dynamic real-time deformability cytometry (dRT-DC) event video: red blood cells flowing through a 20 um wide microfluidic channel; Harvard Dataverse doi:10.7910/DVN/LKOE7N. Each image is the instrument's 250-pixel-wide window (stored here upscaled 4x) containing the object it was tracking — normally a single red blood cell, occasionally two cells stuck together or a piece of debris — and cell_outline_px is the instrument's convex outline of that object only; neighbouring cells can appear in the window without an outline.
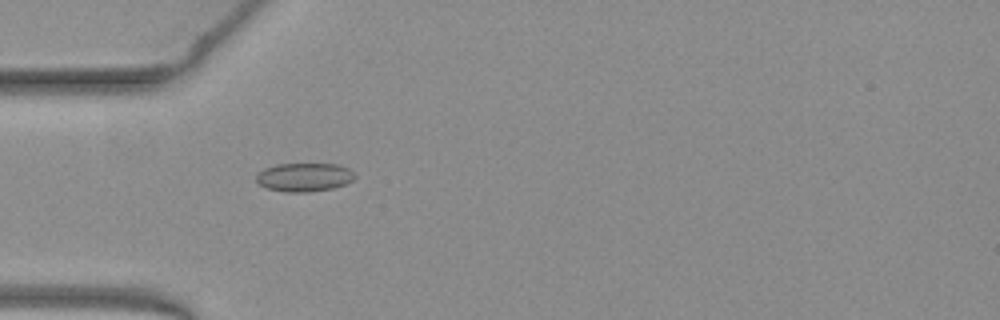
{"species": "common noctule bat (a hibernating species)", "species_latin": "Nyctalus noctula", "temperature_condition": "warm", "stored_images_in_passage": 12, "camera_frame_rate_fps": 3000, "um_per_image_px": 0.085, "animal": {"sex": "female", "body_mass_g": 19.3, "forearm_length_mm": 54.1}, "frame": {"image": 1, "passage_image": 2, "time_ms": 0.333, "image_size_px": [1000, 320], "cell_outline_px": [[356, 176], [352, 180], [344, 184], [332, 188], [308, 192], [284, 192], [268, 188], [260, 184], [256, 180], [256, 176], [264, 168], [276, 164], [336, 164], [348, 168]], "centroid_in_image_um": [25.85, 15.06], "position_along_channel_um": 59.2, "area_um2": 16.24}}
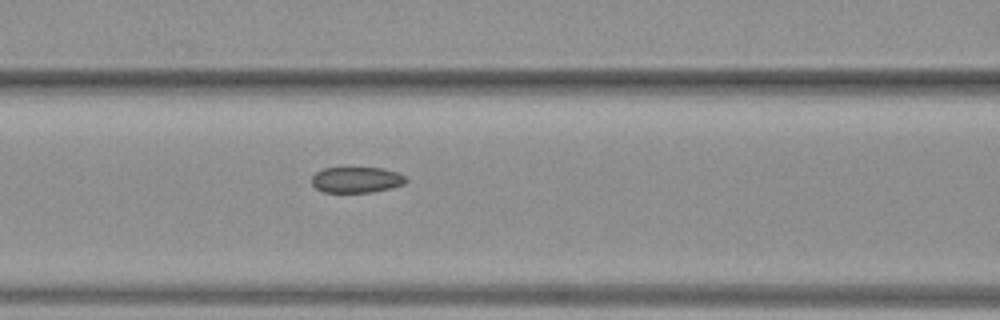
{"frame": {"image": 2, "passage_image": 8, "time_ms": 2.333, "image_size_px": [1000, 320], "cell_outline_px": [[408, 180], [404, 184], [372, 192], [324, 192], [316, 188], [312, 184], [312, 176], [316, 172], [324, 168], [384, 168], [396, 172], [404, 176]], "centroid_in_image_um": [30.29, 15.28], "position_along_channel_um": 136.3, "area_um2": 14.05}}
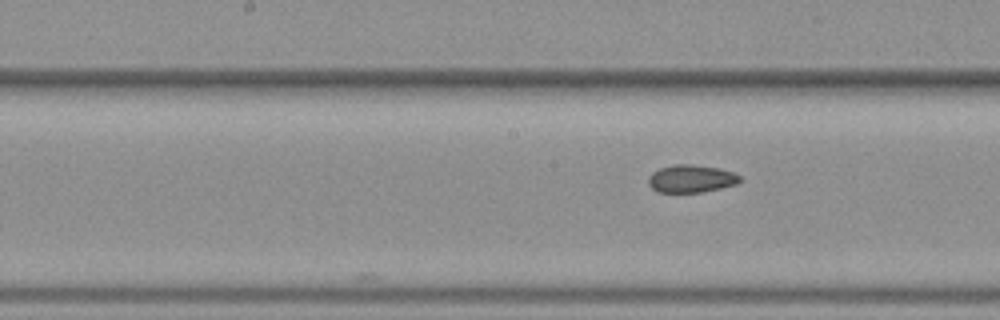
{"frame": {"image": 3, "passage_image": 12, "time_ms": 3.667, "image_size_px": [1000, 320], "cell_outline_px": [[740, 180], [736, 184], [720, 188], [700, 192], [656, 192], [648, 184], [648, 176], [652, 172], [660, 168], [672, 164], [692, 164], [720, 168], [732, 172], [740, 176]], "centroid_in_image_um": [58.71, 15.18], "position_along_channel_um": 189.5, "area_um2": 14.8}}